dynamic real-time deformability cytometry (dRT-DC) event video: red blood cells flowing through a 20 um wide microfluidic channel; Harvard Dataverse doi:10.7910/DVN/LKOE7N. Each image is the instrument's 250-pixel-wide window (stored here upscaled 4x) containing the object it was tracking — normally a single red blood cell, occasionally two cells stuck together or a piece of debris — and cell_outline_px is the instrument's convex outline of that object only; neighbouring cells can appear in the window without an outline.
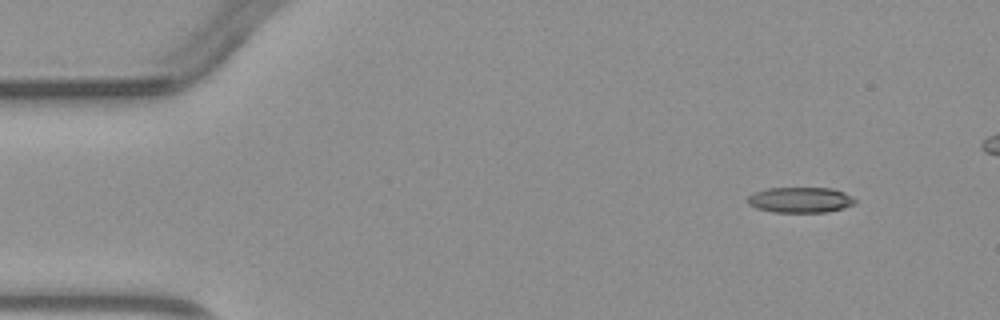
{"species": "common noctule bat (a hibernating species)", "species_latin": "Nyctalus noctula", "temperature_condition": "warm", "stored_images_in_passage": 5, "camera_frame_rate_fps": 3000, "um_per_image_px": 0.085, "animal": {"sex": "male", "body_mass_g": 23.1, "forearm_length_mm": 52.7}, "frame": {"image": 1, "passage_image": 2, "time_ms": 1.333, "image_size_px": [1000, 320], "cell_outline_px": [[856, 204], [844, 208], [828, 212], [772, 212], [756, 208], [748, 204], [748, 196], [752, 192], [768, 188], [832, 188], [844, 192], [852, 196], [856, 200]], "centroid_in_image_um": [68.04, 16.99], "position_along_channel_um": 17.0, "area_um2": 16.18}}